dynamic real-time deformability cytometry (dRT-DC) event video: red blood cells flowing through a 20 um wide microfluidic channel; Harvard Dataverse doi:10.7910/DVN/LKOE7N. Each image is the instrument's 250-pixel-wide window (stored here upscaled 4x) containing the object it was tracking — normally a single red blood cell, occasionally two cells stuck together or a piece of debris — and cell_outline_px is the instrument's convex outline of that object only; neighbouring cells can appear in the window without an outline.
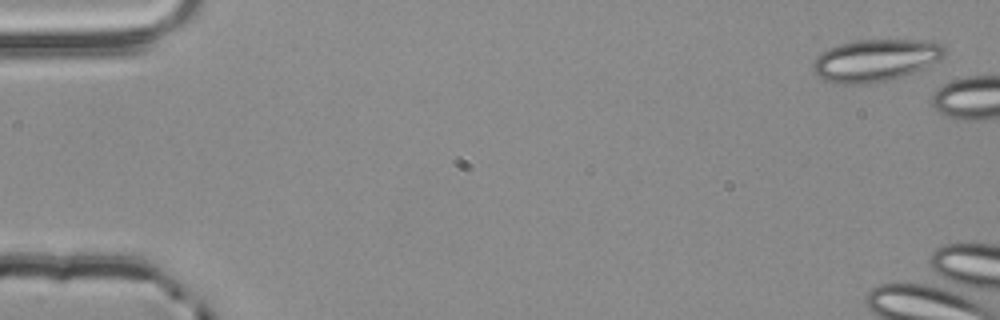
{"species": "common noctule bat (a hibernating species)", "species_latin": "Nyctalus noctula", "temperature_condition": "room temperature", "stored_images_in_passage": 4, "camera_frame_rate_fps": 3000, "um_per_image_px": 0.085, "animal": {"sex": "male", "body_mass_g": 20.4}, "frame": {"image": 1, "passage_image": 1, "time_ms": 0.0, "image_size_px": [1000, 320], "cell_outline_px": [[948, 52], [940, 60], [924, 68], [904, 76], [892, 80], [868, 84], [832, 84], [816, 76], [812, 72], [812, 64], [816, 56], [828, 48], [840, 44], [856, 40], [924, 40], [940, 44]], "centroid_in_image_um": [74.38, 5.15], "position_along_channel_um": 10.6, "area_um2": 32.89}}